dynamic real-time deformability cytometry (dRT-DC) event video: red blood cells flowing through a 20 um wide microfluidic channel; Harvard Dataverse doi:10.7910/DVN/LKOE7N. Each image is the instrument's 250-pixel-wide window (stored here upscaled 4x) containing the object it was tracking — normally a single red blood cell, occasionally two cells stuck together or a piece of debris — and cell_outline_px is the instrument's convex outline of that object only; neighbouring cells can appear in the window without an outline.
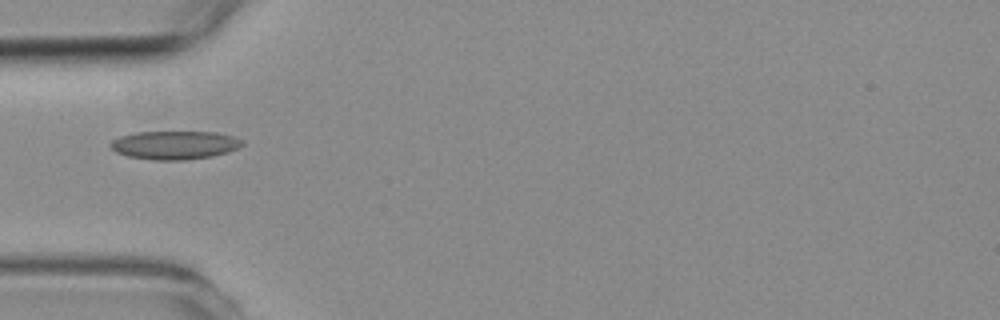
{"species": "common noctule bat (a hibernating species)", "species_latin": "Nyctalus noctula", "temperature_condition": "room temperature", "stored_images_in_passage": 13, "camera_frame_rate_fps": 3000, "um_per_image_px": 0.085, "animal": {"sex": "female", "body_mass_g": 19.3, "forearm_length_mm": 54.1}, "frame": {"image": 1, "passage_image": 3, "time_ms": 3.333, "image_size_px": [1000, 320], "cell_outline_px": [[244, 144], [228, 152], [212, 156], [184, 160], [156, 160], [128, 156], [116, 152], [108, 144], [112, 140], [120, 136], [136, 132], [216, 132], [232, 136], [244, 140]], "centroid_in_image_um": [14.84, 12.33], "position_along_channel_um": 70.2, "area_um2": 21.79}}
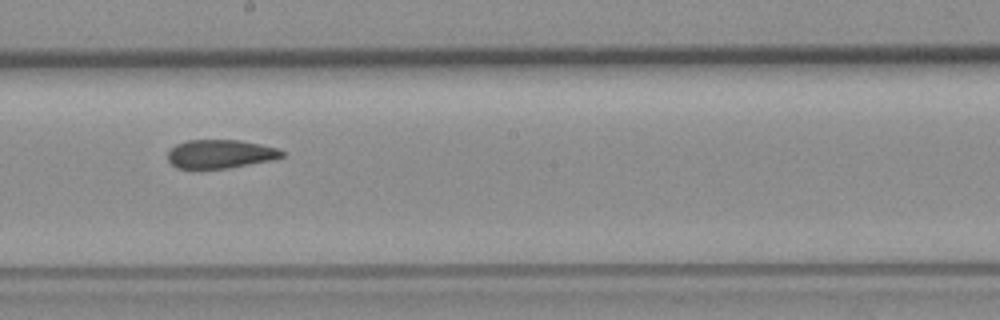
{"frame": {"image": 2, "passage_image": 7, "time_ms": 7.667, "image_size_px": [1000, 320], "cell_outline_px": [[284, 156], [272, 160], [228, 168], [176, 168], [168, 160], [168, 152], [176, 144], [188, 140], [240, 140], [260, 144], [276, 148], [284, 152]], "centroid_in_image_um": [18.72, 13.08], "position_along_channel_um": 229.5, "area_um2": 18.9}}
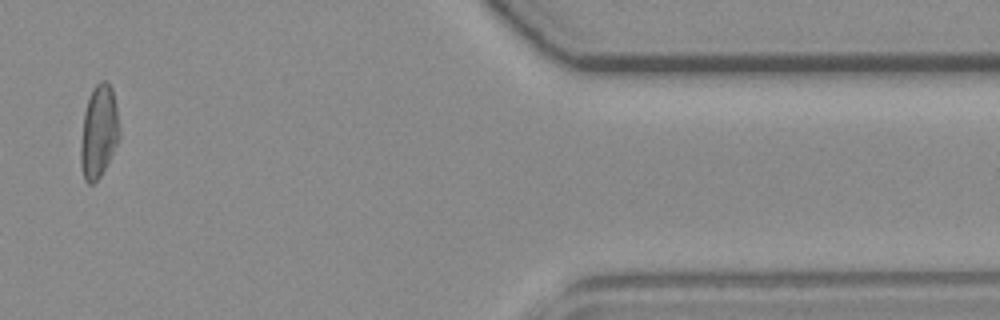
{"frame": {"image": 3, "passage_image": 12, "time_ms": 14.0, "image_size_px": [1000, 320], "cell_outline_px": [[120, 140], [100, 176], [92, 184], [88, 184], [84, 180], [80, 164], [80, 144], [84, 112], [92, 88], [100, 80], [104, 80], [112, 88], [120, 128]], "centroid_in_image_um": [8.39, 11.21], "position_along_channel_um": 403.0, "area_um2": 21.04}}